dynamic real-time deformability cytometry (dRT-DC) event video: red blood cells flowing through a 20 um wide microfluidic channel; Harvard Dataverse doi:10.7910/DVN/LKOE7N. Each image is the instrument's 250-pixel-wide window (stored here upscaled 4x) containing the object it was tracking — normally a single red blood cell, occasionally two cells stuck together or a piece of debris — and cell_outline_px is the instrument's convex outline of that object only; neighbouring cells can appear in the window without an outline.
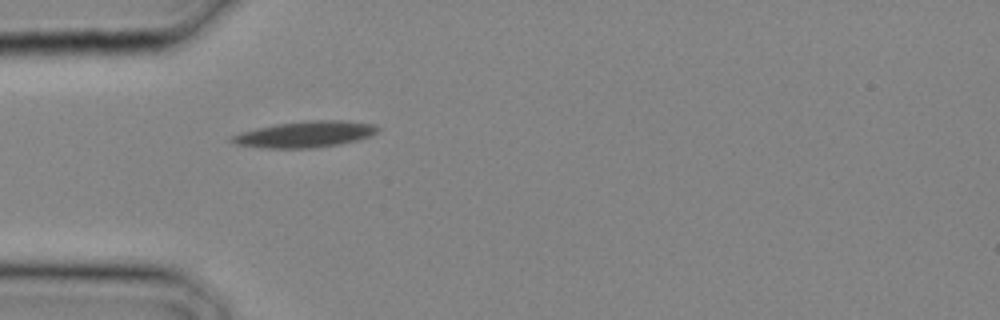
{"species": "common noctule bat (a hibernating species)", "species_latin": "Nyctalus noctula", "temperature_condition": "cold", "stored_images_in_passage": 5, "camera_frame_rate_fps": 3000, "um_per_image_px": 0.085, "animal": {"sex": "male", "body_mass_g": 20.4}, "frame": {"image": 1, "passage_image": 1, "time_ms": 0.0, "image_size_px": [1000, 320], "cell_outline_px": [[380, 128], [372, 136], [340, 144], [312, 148], [268, 148], [236, 144], [228, 140], [232, 136], [240, 132], [276, 124], [312, 120], [344, 120], [372, 124]], "centroid_in_image_um": [25.95, 11.41], "position_along_channel_um": 59.1, "area_um2": 22.08}}
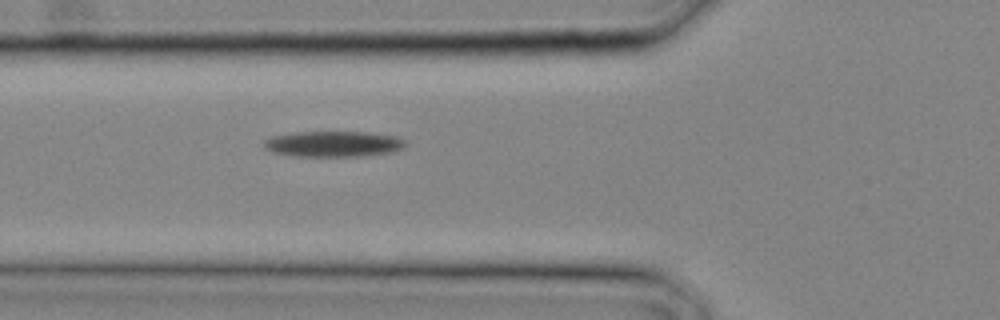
{"frame": {"image": 2, "passage_image": 3, "time_ms": 0.667, "image_size_px": [1000, 320], "cell_outline_px": [[408, 144], [404, 148], [396, 152], [368, 156], [292, 156], [272, 152], [264, 148], [264, 140], [272, 136], [296, 132], [368, 132], [396, 136], [404, 140]], "centroid_in_image_um": [28.39, 12.24], "position_along_channel_um": 97.4, "area_um2": 21.56}}
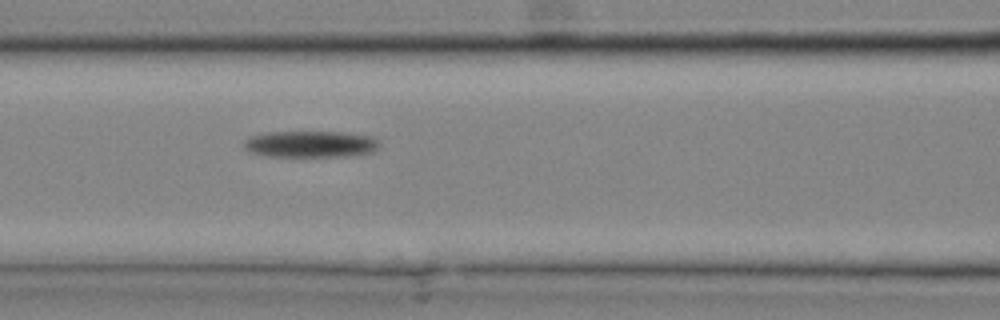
{"frame": {"image": 3, "passage_image": 5, "time_ms": 1.333, "image_size_px": [1000, 320], "cell_outline_px": [[380, 144], [376, 152], [344, 156], [264, 156], [248, 152], [244, 148], [244, 140], [248, 136], [264, 132], [340, 132], [368, 136], [376, 140]], "centroid_in_image_um": [26.32, 12.25], "position_along_channel_um": 140.3, "area_um2": 21.04}}